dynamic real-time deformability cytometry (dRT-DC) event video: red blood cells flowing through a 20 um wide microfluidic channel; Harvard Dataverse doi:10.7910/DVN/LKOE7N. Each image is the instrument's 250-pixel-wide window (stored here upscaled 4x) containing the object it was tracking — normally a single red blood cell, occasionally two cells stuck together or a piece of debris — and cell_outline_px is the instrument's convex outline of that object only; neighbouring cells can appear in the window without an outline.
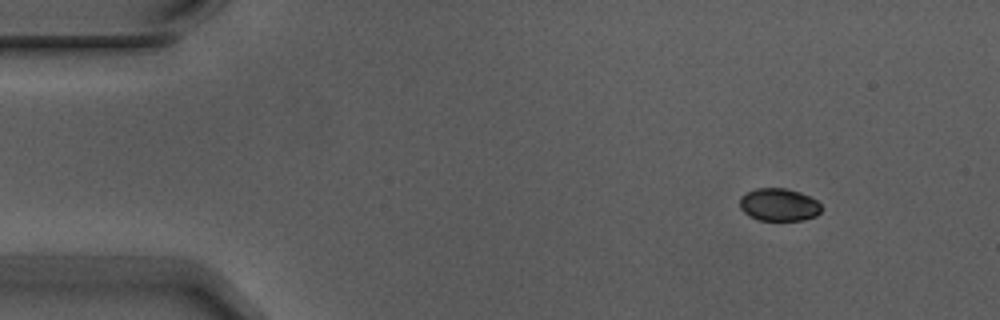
{"species": "Egyptian fruit bat (a non-hibernating species)", "species_latin": "Rousettus aegyptiacus", "temperature_condition": "warm", "stored_images_in_passage": 4, "camera_frame_rate_fps": 3000, "um_per_image_px": 0.085, "animal": {"sex": "male"}, "frame": {"image": 1, "passage_image": 1, "time_ms": 0.0, "image_size_px": [1000, 320], "cell_outline_px": [[820, 212], [816, 216], [804, 220], [760, 220], [748, 216], [740, 208], [740, 196], [756, 188], [784, 188], [800, 192], [816, 200], [820, 204]], "centroid_in_image_um": [66.19, 17.4], "position_along_channel_um": 18.8, "area_um2": 15.49}}
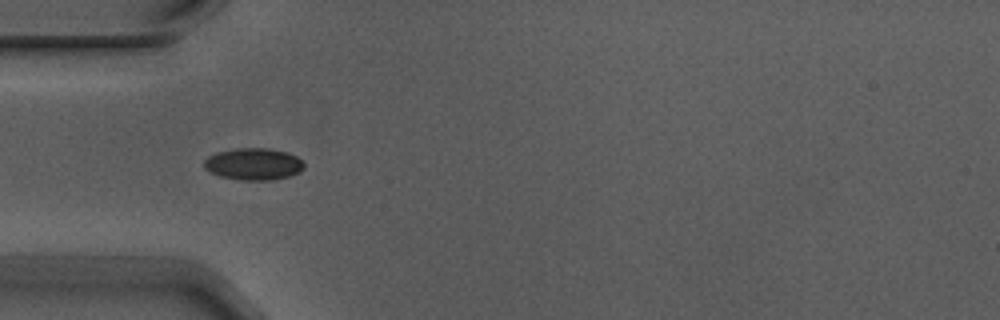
{"frame": {"image": 2, "passage_image": 3, "time_ms": 0.667, "image_size_px": [1000, 320], "cell_outline_px": [[304, 168], [300, 172], [288, 176], [272, 180], [240, 180], [220, 176], [204, 168], [204, 160], [208, 156], [216, 152], [236, 148], [268, 148], [284, 152], [296, 156], [304, 164]], "centroid_in_image_um": [21.53, 13.94], "position_along_channel_um": 63.5, "area_um2": 18.5}}
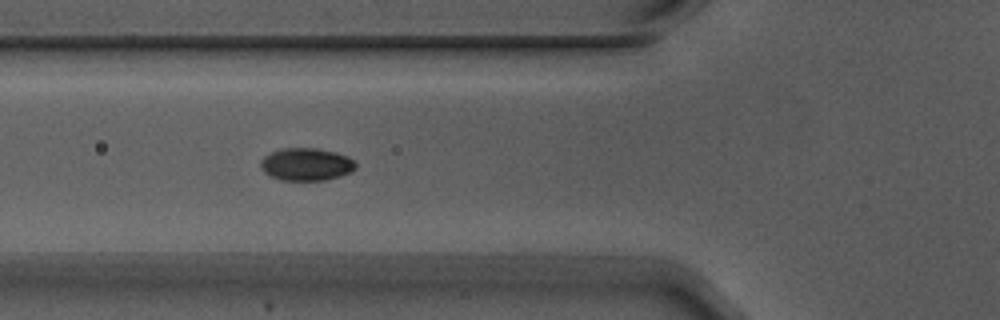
{"frame": {"image": 3, "passage_image": 4, "time_ms": 1.0, "image_size_px": [1000, 320], "cell_outline_px": [[356, 168], [352, 172], [340, 176], [324, 180], [280, 180], [264, 172], [260, 168], [260, 160], [264, 156], [272, 152], [284, 148], [316, 148], [336, 152], [348, 156], [356, 164]], "centroid_in_image_um": [26.04, 13.96], "position_along_channel_um": 99.8, "area_um2": 18.09}}